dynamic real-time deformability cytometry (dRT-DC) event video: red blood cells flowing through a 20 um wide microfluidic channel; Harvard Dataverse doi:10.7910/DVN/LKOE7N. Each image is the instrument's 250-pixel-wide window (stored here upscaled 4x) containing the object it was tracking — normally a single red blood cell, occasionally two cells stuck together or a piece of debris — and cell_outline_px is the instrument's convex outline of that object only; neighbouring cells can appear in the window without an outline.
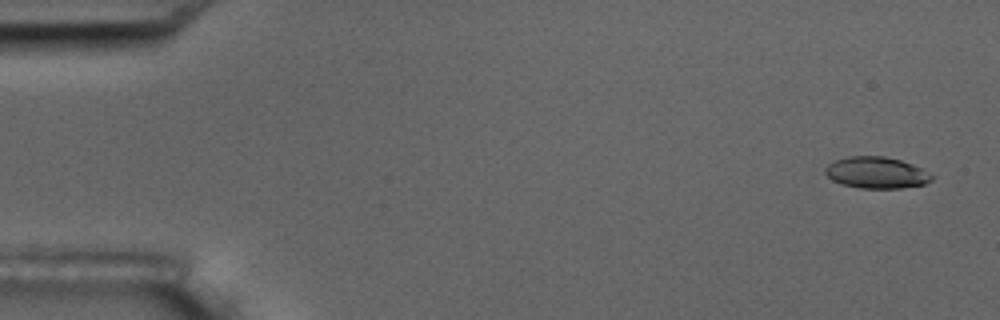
{"species": "common noctule bat (a hibernating species)", "species_latin": "Nyctalus noctula", "temperature_condition": "room temperature", "stored_images_in_passage": 16, "camera_frame_rate_fps": 3000, "um_per_image_px": 0.085, "animal": {"sex": "male", "body_mass_g": 17.5, "forearm_length_mm": 52.3}, "frame": {"image": 1, "passage_image": 1, "time_ms": 0.0, "image_size_px": [1000, 320], "cell_outline_px": [[936, 176], [932, 180], [924, 184], [900, 188], [860, 188], [840, 184], [832, 180], [824, 172], [824, 168], [828, 164], [836, 160], [848, 156], [884, 156], [900, 160], [912, 164]], "centroid_in_image_um": [74.49, 14.68], "position_along_channel_um": 10.5, "area_um2": 19.59}}
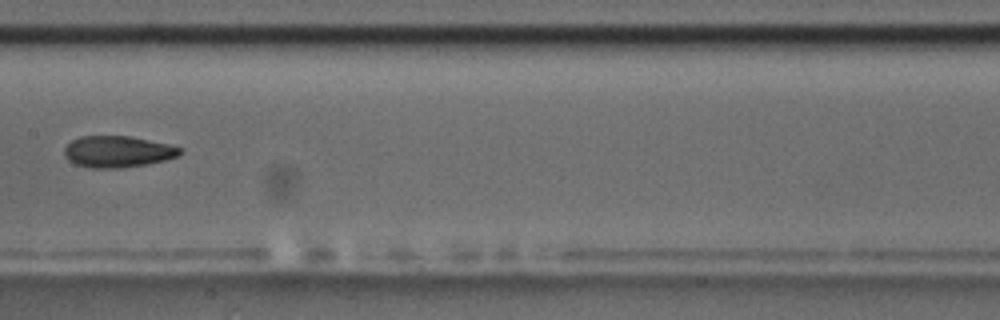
{"frame": {"image": 2, "passage_image": 8, "time_ms": 9.0, "image_size_px": [1000, 320], "cell_outline_px": [[184, 152], [180, 156], [164, 160], [144, 164], [120, 168], [88, 168], [76, 164], [68, 160], [64, 156], [64, 148], [72, 140], [80, 136], [128, 136], [168, 144], [180, 148]], "centroid_in_image_um": [9.98, 12.89], "position_along_channel_um": 197.4, "area_um2": 21.15}}
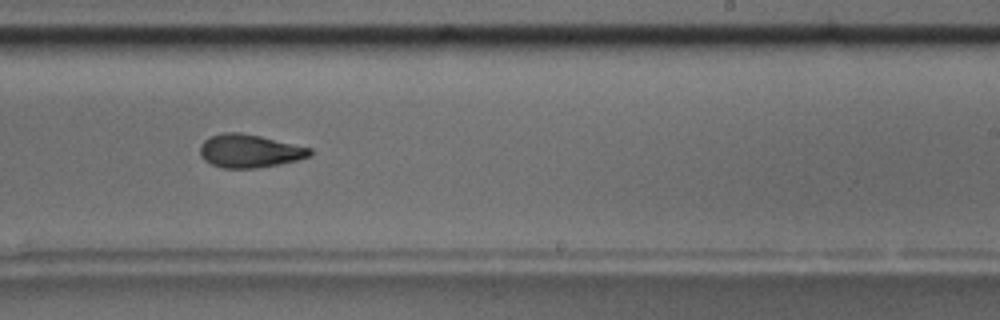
{"frame": {"image": 3, "passage_image": 10, "time_ms": 11.0, "image_size_px": [1000, 320], "cell_outline_px": [[312, 156], [280, 164], [256, 168], [224, 168], [212, 164], [204, 160], [200, 156], [200, 144], [204, 140], [212, 136], [224, 132], [240, 132], [260, 136], [312, 148]], "centroid_in_image_um": [21.21, 12.83], "position_along_channel_um": 267.8, "area_um2": 21.27}, "authors_computed_cell_mechanics": {"area_um2": 21.1259, "velocity_mm_per_s": 3.5268, "shape_relaxation_time_tau1_ms": 5.34, "shape_relaxation_time_tau2_ms": 2.6008, "deformation_change_tau1": 0.1532, "deformation_change_tau2": 0.0541}}